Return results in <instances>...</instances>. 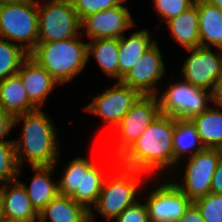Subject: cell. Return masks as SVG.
<instances>
[{"label": "cell", "instance_id": "cell-30", "mask_svg": "<svg viewBox=\"0 0 222 222\" xmlns=\"http://www.w3.org/2000/svg\"><path fill=\"white\" fill-rule=\"evenodd\" d=\"M193 203L198 207L205 222H222V194L210 192Z\"/></svg>", "mask_w": 222, "mask_h": 222}, {"label": "cell", "instance_id": "cell-27", "mask_svg": "<svg viewBox=\"0 0 222 222\" xmlns=\"http://www.w3.org/2000/svg\"><path fill=\"white\" fill-rule=\"evenodd\" d=\"M103 170L93 163L86 171H82L81 204L90 211L96 204L105 179Z\"/></svg>", "mask_w": 222, "mask_h": 222}, {"label": "cell", "instance_id": "cell-23", "mask_svg": "<svg viewBox=\"0 0 222 222\" xmlns=\"http://www.w3.org/2000/svg\"><path fill=\"white\" fill-rule=\"evenodd\" d=\"M204 149L191 120L175 119L173 134L174 166L184 157H191Z\"/></svg>", "mask_w": 222, "mask_h": 222}, {"label": "cell", "instance_id": "cell-31", "mask_svg": "<svg viewBox=\"0 0 222 222\" xmlns=\"http://www.w3.org/2000/svg\"><path fill=\"white\" fill-rule=\"evenodd\" d=\"M80 21L86 16L117 7L126 0H70Z\"/></svg>", "mask_w": 222, "mask_h": 222}, {"label": "cell", "instance_id": "cell-18", "mask_svg": "<svg viewBox=\"0 0 222 222\" xmlns=\"http://www.w3.org/2000/svg\"><path fill=\"white\" fill-rule=\"evenodd\" d=\"M0 108L13 118L37 110L29 101L27 92L18 74L0 81Z\"/></svg>", "mask_w": 222, "mask_h": 222}, {"label": "cell", "instance_id": "cell-1", "mask_svg": "<svg viewBox=\"0 0 222 222\" xmlns=\"http://www.w3.org/2000/svg\"><path fill=\"white\" fill-rule=\"evenodd\" d=\"M174 125L175 118L160 114L117 159V164L147 175L160 176L165 170L169 172L174 167Z\"/></svg>", "mask_w": 222, "mask_h": 222}, {"label": "cell", "instance_id": "cell-5", "mask_svg": "<svg viewBox=\"0 0 222 222\" xmlns=\"http://www.w3.org/2000/svg\"><path fill=\"white\" fill-rule=\"evenodd\" d=\"M38 26V1L20 0L0 5V37L14 42L28 54L37 45Z\"/></svg>", "mask_w": 222, "mask_h": 222}, {"label": "cell", "instance_id": "cell-29", "mask_svg": "<svg viewBox=\"0 0 222 222\" xmlns=\"http://www.w3.org/2000/svg\"><path fill=\"white\" fill-rule=\"evenodd\" d=\"M20 172L14 141H0V185L18 179Z\"/></svg>", "mask_w": 222, "mask_h": 222}, {"label": "cell", "instance_id": "cell-15", "mask_svg": "<svg viewBox=\"0 0 222 222\" xmlns=\"http://www.w3.org/2000/svg\"><path fill=\"white\" fill-rule=\"evenodd\" d=\"M13 184V185H12ZM4 219L12 222H37L39 214L18 179L0 185Z\"/></svg>", "mask_w": 222, "mask_h": 222}, {"label": "cell", "instance_id": "cell-20", "mask_svg": "<svg viewBox=\"0 0 222 222\" xmlns=\"http://www.w3.org/2000/svg\"><path fill=\"white\" fill-rule=\"evenodd\" d=\"M34 171V176L30 182V187H27L24 183L29 200L32 206L39 214L45 206L55 198L58 192V183L53 182L50 177L56 167L54 166H39L31 167Z\"/></svg>", "mask_w": 222, "mask_h": 222}, {"label": "cell", "instance_id": "cell-35", "mask_svg": "<svg viewBox=\"0 0 222 222\" xmlns=\"http://www.w3.org/2000/svg\"><path fill=\"white\" fill-rule=\"evenodd\" d=\"M177 222H205L198 207L192 202Z\"/></svg>", "mask_w": 222, "mask_h": 222}, {"label": "cell", "instance_id": "cell-36", "mask_svg": "<svg viewBox=\"0 0 222 222\" xmlns=\"http://www.w3.org/2000/svg\"><path fill=\"white\" fill-rule=\"evenodd\" d=\"M211 192L216 194H222V158L216 166L213 178L211 181Z\"/></svg>", "mask_w": 222, "mask_h": 222}, {"label": "cell", "instance_id": "cell-2", "mask_svg": "<svg viewBox=\"0 0 222 222\" xmlns=\"http://www.w3.org/2000/svg\"><path fill=\"white\" fill-rule=\"evenodd\" d=\"M21 121L24 122L22 137L14 139L20 168L24 160L31 167L57 165L59 162L58 134L51 118L42 109H37L14 117L13 126Z\"/></svg>", "mask_w": 222, "mask_h": 222}, {"label": "cell", "instance_id": "cell-3", "mask_svg": "<svg viewBox=\"0 0 222 222\" xmlns=\"http://www.w3.org/2000/svg\"><path fill=\"white\" fill-rule=\"evenodd\" d=\"M82 33L75 37L53 42H37L29 54L59 84L71 81L88 63L87 43ZM80 37V38H78Z\"/></svg>", "mask_w": 222, "mask_h": 222}, {"label": "cell", "instance_id": "cell-19", "mask_svg": "<svg viewBox=\"0 0 222 222\" xmlns=\"http://www.w3.org/2000/svg\"><path fill=\"white\" fill-rule=\"evenodd\" d=\"M89 222V211L70 196L58 194L39 213L38 222Z\"/></svg>", "mask_w": 222, "mask_h": 222}, {"label": "cell", "instance_id": "cell-17", "mask_svg": "<svg viewBox=\"0 0 222 222\" xmlns=\"http://www.w3.org/2000/svg\"><path fill=\"white\" fill-rule=\"evenodd\" d=\"M199 17L200 46H213L222 52V11L206 0H195Z\"/></svg>", "mask_w": 222, "mask_h": 222}, {"label": "cell", "instance_id": "cell-9", "mask_svg": "<svg viewBox=\"0 0 222 222\" xmlns=\"http://www.w3.org/2000/svg\"><path fill=\"white\" fill-rule=\"evenodd\" d=\"M160 115L156 96H141L129 109L114 131L118 135L114 162L143 134L147 127Z\"/></svg>", "mask_w": 222, "mask_h": 222}, {"label": "cell", "instance_id": "cell-13", "mask_svg": "<svg viewBox=\"0 0 222 222\" xmlns=\"http://www.w3.org/2000/svg\"><path fill=\"white\" fill-rule=\"evenodd\" d=\"M161 182L148 196L145 204L150 222H177L192 201L171 180Z\"/></svg>", "mask_w": 222, "mask_h": 222}, {"label": "cell", "instance_id": "cell-12", "mask_svg": "<svg viewBox=\"0 0 222 222\" xmlns=\"http://www.w3.org/2000/svg\"><path fill=\"white\" fill-rule=\"evenodd\" d=\"M160 50L155 41L121 79V82L137 90L143 96H155L161 90L160 86H157L158 82L164 78L166 72Z\"/></svg>", "mask_w": 222, "mask_h": 222}, {"label": "cell", "instance_id": "cell-28", "mask_svg": "<svg viewBox=\"0 0 222 222\" xmlns=\"http://www.w3.org/2000/svg\"><path fill=\"white\" fill-rule=\"evenodd\" d=\"M28 56L20 46L0 37V81L17 74Z\"/></svg>", "mask_w": 222, "mask_h": 222}, {"label": "cell", "instance_id": "cell-38", "mask_svg": "<svg viewBox=\"0 0 222 222\" xmlns=\"http://www.w3.org/2000/svg\"><path fill=\"white\" fill-rule=\"evenodd\" d=\"M208 3L216 6L222 11V0H206Z\"/></svg>", "mask_w": 222, "mask_h": 222}, {"label": "cell", "instance_id": "cell-14", "mask_svg": "<svg viewBox=\"0 0 222 222\" xmlns=\"http://www.w3.org/2000/svg\"><path fill=\"white\" fill-rule=\"evenodd\" d=\"M124 2L102 12H97L86 16L81 21V31L87 37L93 39L100 38H121L125 31L134 26L132 16Z\"/></svg>", "mask_w": 222, "mask_h": 222}, {"label": "cell", "instance_id": "cell-11", "mask_svg": "<svg viewBox=\"0 0 222 222\" xmlns=\"http://www.w3.org/2000/svg\"><path fill=\"white\" fill-rule=\"evenodd\" d=\"M141 96L137 90L117 81L112 88L93 97L94 99L85 106L84 110L100 116L115 129Z\"/></svg>", "mask_w": 222, "mask_h": 222}, {"label": "cell", "instance_id": "cell-10", "mask_svg": "<svg viewBox=\"0 0 222 222\" xmlns=\"http://www.w3.org/2000/svg\"><path fill=\"white\" fill-rule=\"evenodd\" d=\"M187 51L191 54L181 69L184 81L212 92L214 85L222 78V54L202 46Z\"/></svg>", "mask_w": 222, "mask_h": 222}, {"label": "cell", "instance_id": "cell-33", "mask_svg": "<svg viewBox=\"0 0 222 222\" xmlns=\"http://www.w3.org/2000/svg\"><path fill=\"white\" fill-rule=\"evenodd\" d=\"M115 222H150L146 204H141L138 200L124 209Z\"/></svg>", "mask_w": 222, "mask_h": 222}, {"label": "cell", "instance_id": "cell-4", "mask_svg": "<svg viewBox=\"0 0 222 222\" xmlns=\"http://www.w3.org/2000/svg\"><path fill=\"white\" fill-rule=\"evenodd\" d=\"M112 169L114 177H105L98 200L89 211V222L94 220V210L100 213L107 221L115 220L124 209L139 200L136 198H138L140 183H142L143 179L151 177L141 171L123 168L117 163ZM144 175L147 177H144Z\"/></svg>", "mask_w": 222, "mask_h": 222}, {"label": "cell", "instance_id": "cell-8", "mask_svg": "<svg viewBox=\"0 0 222 222\" xmlns=\"http://www.w3.org/2000/svg\"><path fill=\"white\" fill-rule=\"evenodd\" d=\"M183 182L173 180L179 190L192 202L211 192V181L218 162L222 158V150L204 148L191 157H187Z\"/></svg>", "mask_w": 222, "mask_h": 222}, {"label": "cell", "instance_id": "cell-39", "mask_svg": "<svg viewBox=\"0 0 222 222\" xmlns=\"http://www.w3.org/2000/svg\"><path fill=\"white\" fill-rule=\"evenodd\" d=\"M20 0H0V5L19 2Z\"/></svg>", "mask_w": 222, "mask_h": 222}, {"label": "cell", "instance_id": "cell-22", "mask_svg": "<svg viewBox=\"0 0 222 222\" xmlns=\"http://www.w3.org/2000/svg\"><path fill=\"white\" fill-rule=\"evenodd\" d=\"M165 23L168 25L171 36L186 50L200 46L198 8L195 4Z\"/></svg>", "mask_w": 222, "mask_h": 222}, {"label": "cell", "instance_id": "cell-34", "mask_svg": "<svg viewBox=\"0 0 222 222\" xmlns=\"http://www.w3.org/2000/svg\"><path fill=\"white\" fill-rule=\"evenodd\" d=\"M14 118L0 108V141H14L4 140V136H7L13 129Z\"/></svg>", "mask_w": 222, "mask_h": 222}, {"label": "cell", "instance_id": "cell-16", "mask_svg": "<svg viewBox=\"0 0 222 222\" xmlns=\"http://www.w3.org/2000/svg\"><path fill=\"white\" fill-rule=\"evenodd\" d=\"M17 74L22 80L29 101L41 109L47 96L59 83L34 59L28 56L21 64Z\"/></svg>", "mask_w": 222, "mask_h": 222}, {"label": "cell", "instance_id": "cell-24", "mask_svg": "<svg viewBox=\"0 0 222 222\" xmlns=\"http://www.w3.org/2000/svg\"><path fill=\"white\" fill-rule=\"evenodd\" d=\"M204 148L222 150V110L208 107L201 114L191 119Z\"/></svg>", "mask_w": 222, "mask_h": 222}, {"label": "cell", "instance_id": "cell-37", "mask_svg": "<svg viewBox=\"0 0 222 222\" xmlns=\"http://www.w3.org/2000/svg\"><path fill=\"white\" fill-rule=\"evenodd\" d=\"M211 102L214 103L213 106H218V109L222 108V78L214 85L211 92Z\"/></svg>", "mask_w": 222, "mask_h": 222}, {"label": "cell", "instance_id": "cell-21", "mask_svg": "<svg viewBox=\"0 0 222 222\" xmlns=\"http://www.w3.org/2000/svg\"><path fill=\"white\" fill-rule=\"evenodd\" d=\"M151 38L147 29L134 32L128 38L125 35L119 38V81L133 68L147 48L155 42Z\"/></svg>", "mask_w": 222, "mask_h": 222}, {"label": "cell", "instance_id": "cell-25", "mask_svg": "<svg viewBox=\"0 0 222 222\" xmlns=\"http://www.w3.org/2000/svg\"><path fill=\"white\" fill-rule=\"evenodd\" d=\"M119 39L100 38L87 43L88 60L92 55L103 72L119 81Z\"/></svg>", "mask_w": 222, "mask_h": 222}, {"label": "cell", "instance_id": "cell-32", "mask_svg": "<svg viewBox=\"0 0 222 222\" xmlns=\"http://www.w3.org/2000/svg\"><path fill=\"white\" fill-rule=\"evenodd\" d=\"M156 13L166 22L194 5L195 0H153Z\"/></svg>", "mask_w": 222, "mask_h": 222}, {"label": "cell", "instance_id": "cell-7", "mask_svg": "<svg viewBox=\"0 0 222 222\" xmlns=\"http://www.w3.org/2000/svg\"><path fill=\"white\" fill-rule=\"evenodd\" d=\"M38 42L75 38L81 34V21L70 0L38 3Z\"/></svg>", "mask_w": 222, "mask_h": 222}, {"label": "cell", "instance_id": "cell-26", "mask_svg": "<svg viewBox=\"0 0 222 222\" xmlns=\"http://www.w3.org/2000/svg\"><path fill=\"white\" fill-rule=\"evenodd\" d=\"M94 162L77 156L64 168L61 180L58 182V192L63 196H70L81 204L82 171H86Z\"/></svg>", "mask_w": 222, "mask_h": 222}, {"label": "cell", "instance_id": "cell-6", "mask_svg": "<svg viewBox=\"0 0 222 222\" xmlns=\"http://www.w3.org/2000/svg\"><path fill=\"white\" fill-rule=\"evenodd\" d=\"M160 114L175 119L191 120L201 114L211 102V92L195 87L187 81L171 83L165 91H158Z\"/></svg>", "mask_w": 222, "mask_h": 222}, {"label": "cell", "instance_id": "cell-40", "mask_svg": "<svg viewBox=\"0 0 222 222\" xmlns=\"http://www.w3.org/2000/svg\"><path fill=\"white\" fill-rule=\"evenodd\" d=\"M4 219V215H3V208H2V201L0 198V222H2Z\"/></svg>", "mask_w": 222, "mask_h": 222}]
</instances>
